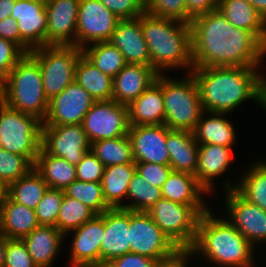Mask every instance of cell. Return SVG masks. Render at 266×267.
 Returning a JSON list of instances; mask_svg holds the SVG:
<instances>
[{
	"label": "cell",
	"mask_w": 266,
	"mask_h": 267,
	"mask_svg": "<svg viewBox=\"0 0 266 267\" xmlns=\"http://www.w3.org/2000/svg\"><path fill=\"white\" fill-rule=\"evenodd\" d=\"M193 67H249L259 64L266 47L249 31L233 26L217 9L190 23Z\"/></svg>",
	"instance_id": "cell-1"
},
{
	"label": "cell",
	"mask_w": 266,
	"mask_h": 267,
	"mask_svg": "<svg viewBox=\"0 0 266 267\" xmlns=\"http://www.w3.org/2000/svg\"><path fill=\"white\" fill-rule=\"evenodd\" d=\"M257 67H193L203 110L228 114L246 100L266 110V78Z\"/></svg>",
	"instance_id": "cell-2"
},
{
	"label": "cell",
	"mask_w": 266,
	"mask_h": 267,
	"mask_svg": "<svg viewBox=\"0 0 266 267\" xmlns=\"http://www.w3.org/2000/svg\"><path fill=\"white\" fill-rule=\"evenodd\" d=\"M253 248L227 219L214 217L208 209L200 216L195 243L189 251L203 254L215 263L214 267H253Z\"/></svg>",
	"instance_id": "cell-3"
},
{
	"label": "cell",
	"mask_w": 266,
	"mask_h": 267,
	"mask_svg": "<svg viewBox=\"0 0 266 267\" xmlns=\"http://www.w3.org/2000/svg\"><path fill=\"white\" fill-rule=\"evenodd\" d=\"M142 34L147 43L151 66L163 74L164 69H193L191 26L146 11L140 16Z\"/></svg>",
	"instance_id": "cell-4"
},
{
	"label": "cell",
	"mask_w": 266,
	"mask_h": 267,
	"mask_svg": "<svg viewBox=\"0 0 266 267\" xmlns=\"http://www.w3.org/2000/svg\"><path fill=\"white\" fill-rule=\"evenodd\" d=\"M3 103L41 122L45 120L49 100L44 92L40 66L29 54H25L3 82Z\"/></svg>",
	"instance_id": "cell-5"
},
{
	"label": "cell",
	"mask_w": 266,
	"mask_h": 267,
	"mask_svg": "<svg viewBox=\"0 0 266 267\" xmlns=\"http://www.w3.org/2000/svg\"><path fill=\"white\" fill-rule=\"evenodd\" d=\"M161 74L164 97V125L170 130L193 132L204 110L199 88L192 73L183 79H170Z\"/></svg>",
	"instance_id": "cell-6"
},
{
	"label": "cell",
	"mask_w": 266,
	"mask_h": 267,
	"mask_svg": "<svg viewBox=\"0 0 266 267\" xmlns=\"http://www.w3.org/2000/svg\"><path fill=\"white\" fill-rule=\"evenodd\" d=\"M207 210L205 204H180L161 198L147 213L180 250H190L195 243L200 216Z\"/></svg>",
	"instance_id": "cell-7"
},
{
	"label": "cell",
	"mask_w": 266,
	"mask_h": 267,
	"mask_svg": "<svg viewBox=\"0 0 266 267\" xmlns=\"http://www.w3.org/2000/svg\"><path fill=\"white\" fill-rule=\"evenodd\" d=\"M42 124L35 116L0 106V148L26 157L33 165L42 143Z\"/></svg>",
	"instance_id": "cell-8"
},
{
	"label": "cell",
	"mask_w": 266,
	"mask_h": 267,
	"mask_svg": "<svg viewBox=\"0 0 266 267\" xmlns=\"http://www.w3.org/2000/svg\"><path fill=\"white\" fill-rule=\"evenodd\" d=\"M29 55L40 66L44 92L51 100L74 82L76 65L83 51L75 45H46L33 49Z\"/></svg>",
	"instance_id": "cell-9"
},
{
	"label": "cell",
	"mask_w": 266,
	"mask_h": 267,
	"mask_svg": "<svg viewBox=\"0 0 266 267\" xmlns=\"http://www.w3.org/2000/svg\"><path fill=\"white\" fill-rule=\"evenodd\" d=\"M129 231L132 253L162 262L171 259L180 251L147 212L129 210Z\"/></svg>",
	"instance_id": "cell-10"
},
{
	"label": "cell",
	"mask_w": 266,
	"mask_h": 267,
	"mask_svg": "<svg viewBox=\"0 0 266 267\" xmlns=\"http://www.w3.org/2000/svg\"><path fill=\"white\" fill-rule=\"evenodd\" d=\"M82 126L90 143L128 135V106L114 100L95 102L86 113Z\"/></svg>",
	"instance_id": "cell-11"
},
{
	"label": "cell",
	"mask_w": 266,
	"mask_h": 267,
	"mask_svg": "<svg viewBox=\"0 0 266 267\" xmlns=\"http://www.w3.org/2000/svg\"><path fill=\"white\" fill-rule=\"evenodd\" d=\"M120 19L99 0H80L77 15L76 46L109 41Z\"/></svg>",
	"instance_id": "cell-12"
},
{
	"label": "cell",
	"mask_w": 266,
	"mask_h": 267,
	"mask_svg": "<svg viewBox=\"0 0 266 267\" xmlns=\"http://www.w3.org/2000/svg\"><path fill=\"white\" fill-rule=\"evenodd\" d=\"M90 146L82 124L42 125L41 147L48 154L63 158L70 164L77 165L90 151Z\"/></svg>",
	"instance_id": "cell-13"
},
{
	"label": "cell",
	"mask_w": 266,
	"mask_h": 267,
	"mask_svg": "<svg viewBox=\"0 0 266 267\" xmlns=\"http://www.w3.org/2000/svg\"><path fill=\"white\" fill-rule=\"evenodd\" d=\"M11 17L17 22L20 33V49L25 54H29L33 49L46 46L45 0H16Z\"/></svg>",
	"instance_id": "cell-14"
},
{
	"label": "cell",
	"mask_w": 266,
	"mask_h": 267,
	"mask_svg": "<svg viewBox=\"0 0 266 267\" xmlns=\"http://www.w3.org/2000/svg\"><path fill=\"white\" fill-rule=\"evenodd\" d=\"M225 197L227 220L253 246L257 243H266V211L249 202L236 189L226 191Z\"/></svg>",
	"instance_id": "cell-15"
},
{
	"label": "cell",
	"mask_w": 266,
	"mask_h": 267,
	"mask_svg": "<svg viewBox=\"0 0 266 267\" xmlns=\"http://www.w3.org/2000/svg\"><path fill=\"white\" fill-rule=\"evenodd\" d=\"M96 101L75 81L49 100L48 113L42 125L82 124L86 113Z\"/></svg>",
	"instance_id": "cell-16"
},
{
	"label": "cell",
	"mask_w": 266,
	"mask_h": 267,
	"mask_svg": "<svg viewBox=\"0 0 266 267\" xmlns=\"http://www.w3.org/2000/svg\"><path fill=\"white\" fill-rule=\"evenodd\" d=\"M170 131L164 124L130 126L128 136L135 163L169 165L166 139Z\"/></svg>",
	"instance_id": "cell-17"
},
{
	"label": "cell",
	"mask_w": 266,
	"mask_h": 267,
	"mask_svg": "<svg viewBox=\"0 0 266 267\" xmlns=\"http://www.w3.org/2000/svg\"><path fill=\"white\" fill-rule=\"evenodd\" d=\"M80 0H45L46 45H75Z\"/></svg>",
	"instance_id": "cell-18"
},
{
	"label": "cell",
	"mask_w": 266,
	"mask_h": 267,
	"mask_svg": "<svg viewBox=\"0 0 266 267\" xmlns=\"http://www.w3.org/2000/svg\"><path fill=\"white\" fill-rule=\"evenodd\" d=\"M72 267H100V245L104 235V213L96 214L73 230Z\"/></svg>",
	"instance_id": "cell-19"
},
{
	"label": "cell",
	"mask_w": 266,
	"mask_h": 267,
	"mask_svg": "<svg viewBox=\"0 0 266 267\" xmlns=\"http://www.w3.org/2000/svg\"><path fill=\"white\" fill-rule=\"evenodd\" d=\"M130 252L129 210L110 208L104 212V235L100 245V267Z\"/></svg>",
	"instance_id": "cell-20"
},
{
	"label": "cell",
	"mask_w": 266,
	"mask_h": 267,
	"mask_svg": "<svg viewBox=\"0 0 266 267\" xmlns=\"http://www.w3.org/2000/svg\"><path fill=\"white\" fill-rule=\"evenodd\" d=\"M158 75L151 65L126 64L113 78L112 100L128 106L156 81Z\"/></svg>",
	"instance_id": "cell-21"
},
{
	"label": "cell",
	"mask_w": 266,
	"mask_h": 267,
	"mask_svg": "<svg viewBox=\"0 0 266 267\" xmlns=\"http://www.w3.org/2000/svg\"><path fill=\"white\" fill-rule=\"evenodd\" d=\"M109 41L122 53L127 64L151 65L140 17L120 20Z\"/></svg>",
	"instance_id": "cell-22"
},
{
	"label": "cell",
	"mask_w": 266,
	"mask_h": 267,
	"mask_svg": "<svg viewBox=\"0 0 266 267\" xmlns=\"http://www.w3.org/2000/svg\"><path fill=\"white\" fill-rule=\"evenodd\" d=\"M164 103L159 74L156 81L128 105L130 126L164 124Z\"/></svg>",
	"instance_id": "cell-23"
},
{
	"label": "cell",
	"mask_w": 266,
	"mask_h": 267,
	"mask_svg": "<svg viewBox=\"0 0 266 267\" xmlns=\"http://www.w3.org/2000/svg\"><path fill=\"white\" fill-rule=\"evenodd\" d=\"M231 154L232 147L199 145L195 178L207 194L213 191V179L228 169L232 162Z\"/></svg>",
	"instance_id": "cell-24"
},
{
	"label": "cell",
	"mask_w": 266,
	"mask_h": 267,
	"mask_svg": "<svg viewBox=\"0 0 266 267\" xmlns=\"http://www.w3.org/2000/svg\"><path fill=\"white\" fill-rule=\"evenodd\" d=\"M64 237L57 227L40 225L22 241L37 267H50L60 251Z\"/></svg>",
	"instance_id": "cell-25"
},
{
	"label": "cell",
	"mask_w": 266,
	"mask_h": 267,
	"mask_svg": "<svg viewBox=\"0 0 266 267\" xmlns=\"http://www.w3.org/2000/svg\"><path fill=\"white\" fill-rule=\"evenodd\" d=\"M218 10L233 26L251 32L266 47V21L247 0H219Z\"/></svg>",
	"instance_id": "cell-26"
},
{
	"label": "cell",
	"mask_w": 266,
	"mask_h": 267,
	"mask_svg": "<svg viewBox=\"0 0 266 267\" xmlns=\"http://www.w3.org/2000/svg\"><path fill=\"white\" fill-rule=\"evenodd\" d=\"M166 144L171 170L195 175L199 144L193 132L171 130L167 134Z\"/></svg>",
	"instance_id": "cell-27"
},
{
	"label": "cell",
	"mask_w": 266,
	"mask_h": 267,
	"mask_svg": "<svg viewBox=\"0 0 266 267\" xmlns=\"http://www.w3.org/2000/svg\"><path fill=\"white\" fill-rule=\"evenodd\" d=\"M40 226L35 210L16 203L10 197L0 210V230L9 239L26 237L33 229Z\"/></svg>",
	"instance_id": "cell-28"
},
{
	"label": "cell",
	"mask_w": 266,
	"mask_h": 267,
	"mask_svg": "<svg viewBox=\"0 0 266 267\" xmlns=\"http://www.w3.org/2000/svg\"><path fill=\"white\" fill-rule=\"evenodd\" d=\"M205 113L210 114L209 117L205 118ZM224 115V113L203 112L193 131L199 145L233 146L236 139L234 126L223 117Z\"/></svg>",
	"instance_id": "cell-29"
},
{
	"label": "cell",
	"mask_w": 266,
	"mask_h": 267,
	"mask_svg": "<svg viewBox=\"0 0 266 267\" xmlns=\"http://www.w3.org/2000/svg\"><path fill=\"white\" fill-rule=\"evenodd\" d=\"M161 191L162 198L180 204H205L201 195L207 194L198 184L195 175L173 170L162 185Z\"/></svg>",
	"instance_id": "cell-30"
},
{
	"label": "cell",
	"mask_w": 266,
	"mask_h": 267,
	"mask_svg": "<svg viewBox=\"0 0 266 267\" xmlns=\"http://www.w3.org/2000/svg\"><path fill=\"white\" fill-rule=\"evenodd\" d=\"M74 81L83 87L96 102L112 100L113 78L99 70L84 55L79 58L76 65Z\"/></svg>",
	"instance_id": "cell-31"
},
{
	"label": "cell",
	"mask_w": 266,
	"mask_h": 267,
	"mask_svg": "<svg viewBox=\"0 0 266 267\" xmlns=\"http://www.w3.org/2000/svg\"><path fill=\"white\" fill-rule=\"evenodd\" d=\"M34 168L47 183L48 188L64 190L76 180V165L48 154L42 147Z\"/></svg>",
	"instance_id": "cell-32"
},
{
	"label": "cell",
	"mask_w": 266,
	"mask_h": 267,
	"mask_svg": "<svg viewBox=\"0 0 266 267\" xmlns=\"http://www.w3.org/2000/svg\"><path fill=\"white\" fill-rule=\"evenodd\" d=\"M135 171V163L105 167L101 184L105 201L110 208H123L122 200L126 199L128 185Z\"/></svg>",
	"instance_id": "cell-33"
},
{
	"label": "cell",
	"mask_w": 266,
	"mask_h": 267,
	"mask_svg": "<svg viewBox=\"0 0 266 267\" xmlns=\"http://www.w3.org/2000/svg\"><path fill=\"white\" fill-rule=\"evenodd\" d=\"M250 167L239 184L225 182V190L236 189L249 202L266 211V162H257Z\"/></svg>",
	"instance_id": "cell-34"
},
{
	"label": "cell",
	"mask_w": 266,
	"mask_h": 267,
	"mask_svg": "<svg viewBox=\"0 0 266 267\" xmlns=\"http://www.w3.org/2000/svg\"><path fill=\"white\" fill-rule=\"evenodd\" d=\"M47 189V183L33 168L28 174L9 185V197L16 203L35 210Z\"/></svg>",
	"instance_id": "cell-35"
},
{
	"label": "cell",
	"mask_w": 266,
	"mask_h": 267,
	"mask_svg": "<svg viewBox=\"0 0 266 267\" xmlns=\"http://www.w3.org/2000/svg\"><path fill=\"white\" fill-rule=\"evenodd\" d=\"M90 151L104 164L105 167L135 163L132 143L128 135L92 142Z\"/></svg>",
	"instance_id": "cell-36"
},
{
	"label": "cell",
	"mask_w": 266,
	"mask_h": 267,
	"mask_svg": "<svg viewBox=\"0 0 266 267\" xmlns=\"http://www.w3.org/2000/svg\"><path fill=\"white\" fill-rule=\"evenodd\" d=\"M92 44L82 49L83 55L103 73L114 78L127 64L124 56L110 41Z\"/></svg>",
	"instance_id": "cell-37"
},
{
	"label": "cell",
	"mask_w": 266,
	"mask_h": 267,
	"mask_svg": "<svg viewBox=\"0 0 266 267\" xmlns=\"http://www.w3.org/2000/svg\"><path fill=\"white\" fill-rule=\"evenodd\" d=\"M95 215L96 213L81 201L64 193L56 227L66 237L67 233L79 228Z\"/></svg>",
	"instance_id": "cell-38"
},
{
	"label": "cell",
	"mask_w": 266,
	"mask_h": 267,
	"mask_svg": "<svg viewBox=\"0 0 266 267\" xmlns=\"http://www.w3.org/2000/svg\"><path fill=\"white\" fill-rule=\"evenodd\" d=\"M126 198L132 199L131 204L123 205V209L135 212H147L158 200L162 198L161 188L148 184L137 172L132 176L128 185Z\"/></svg>",
	"instance_id": "cell-39"
},
{
	"label": "cell",
	"mask_w": 266,
	"mask_h": 267,
	"mask_svg": "<svg viewBox=\"0 0 266 267\" xmlns=\"http://www.w3.org/2000/svg\"><path fill=\"white\" fill-rule=\"evenodd\" d=\"M64 193L81 201L96 214H102L110 209L105 201L101 182H85L76 179L64 189Z\"/></svg>",
	"instance_id": "cell-40"
},
{
	"label": "cell",
	"mask_w": 266,
	"mask_h": 267,
	"mask_svg": "<svg viewBox=\"0 0 266 267\" xmlns=\"http://www.w3.org/2000/svg\"><path fill=\"white\" fill-rule=\"evenodd\" d=\"M34 165L24 156L0 148V180L10 185L28 174Z\"/></svg>",
	"instance_id": "cell-41"
},
{
	"label": "cell",
	"mask_w": 266,
	"mask_h": 267,
	"mask_svg": "<svg viewBox=\"0 0 266 267\" xmlns=\"http://www.w3.org/2000/svg\"><path fill=\"white\" fill-rule=\"evenodd\" d=\"M145 11L150 15L191 23L193 19L188 13L185 0H147Z\"/></svg>",
	"instance_id": "cell-42"
},
{
	"label": "cell",
	"mask_w": 266,
	"mask_h": 267,
	"mask_svg": "<svg viewBox=\"0 0 266 267\" xmlns=\"http://www.w3.org/2000/svg\"><path fill=\"white\" fill-rule=\"evenodd\" d=\"M64 190L48 188L41 201L38 203L35 213L40 225L55 226L58 213L62 204Z\"/></svg>",
	"instance_id": "cell-43"
},
{
	"label": "cell",
	"mask_w": 266,
	"mask_h": 267,
	"mask_svg": "<svg viewBox=\"0 0 266 267\" xmlns=\"http://www.w3.org/2000/svg\"><path fill=\"white\" fill-rule=\"evenodd\" d=\"M120 20H130L140 17L145 12L143 0H99Z\"/></svg>",
	"instance_id": "cell-44"
},
{
	"label": "cell",
	"mask_w": 266,
	"mask_h": 267,
	"mask_svg": "<svg viewBox=\"0 0 266 267\" xmlns=\"http://www.w3.org/2000/svg\"><path fill=\"white\" fill-rule=\"evenodd\" d=\"M104 169V164L91 151H88L76 165V179L85 182H101Z\"/></svg>",
	"instance_id": "cell-45"
},
{
	"label": "cell",
	"mask_w": 266,
	"mask_h": 267,
	"mask_svg": "<svg viewBox=\"0 0 266 267\" xmlns=\"http://www.w3.org/2000/svg\"><path fill=\"white\" fill-rule=\"evenodd\" d=\"M25 53L13 42L0 37V82H4Z\"/></svg>",
	"instance_id": "cell-46"
},
{
	"label": "cell",
	"mask_w": 266,
	"mask_h": 267,
	"mask_svg": "<svg viewBox=\"0 0 266 267\" xmlns=\"http://www.w3.org/2000/svg\"><path fill=\"white\" fill-rule=\"evenodd\" d=\"M4 267H37L25 243L20 239H9L6 247Z\"/></svg>",
	"instance_id": "cell-47"
},
{
	"label": "cell",
	"mask_w": 266,
	"mask_h": 267,
	"mask_svg": "<svg viewBox=\"0 0 266 267\" xmlns=\"http://www.w3.org/2000/svg\"><path fill=\"white\" fill-rule=\"evenodd\" d=\"M136 171L153 186L161 188L165 183L171 167L169 165L155 164V163H135Z\"/></svg>",
	"instance_id": "cell-48"
},
{
	"label": "cell",
	"mask_w": 266,
	"mask_h": 267,
	"mask_svg": "<svg viewBox=\"0 0 266 267\" xmlns=\"http://www.w3.org/2000/svg\"><path fill=\"white\" fill-rule=\"evenodd\" d=\"M159 263V260L130 252L109 261L103 267H158Z\"/></svg>",
	"instance_id": "cell-49"
},
{
	"label": "cell",
	"mask_w": 266,
	"mask_h": 267,
	"mask_svg": "<svg viewBox=\"0 0 266 267\" xmlns=\"http://www.w3.org/2000/svg\"><path fill=\"white\" fill-rule=\"evenodd\" d=\"M187 13L196 17L218 9L219 0H185Z\"/></svg>",
	"instance_id": "cell-50"
},
{
	"label": "cell",
	"mask_w": 266,
	"mask_h": 267,
	"mask_svg": "<svg viewBox=\"0 0 266 267\" xmlns=\"http://www.w3.org/2000/svg\"><path fill=\"white\" fill-rule=\"evenodd\" d=\"M0 37L15 43L20 48V33L13 17L0 20Z\"/></svg>",
	"instance_id": "cell-51"
},
{
	"label": "cell",
	"mask_w": 266,
	"mask_h": 267,
	"mask_svg": "<svg viewBox=\"0 0 266 267\" xmlns=\"http://www.w3.org/2000/svg\"><path fill=\"white\" fill-rule=\"evenodd\" d=\"M192 255L193 254L189 250H180L171 259L160 262L158 267H188L187 260L191 258Z\"/></svg>",
	"instance_id": "cell-52"
},
{
	"label": "cell",
	"mask_w": 266,
	"mask_h": 267,
	"mask_svg": "<svg viewBox=\"0 0 266 267\" xmlns=\"http://www.w3.org/2000/svg\"><path fill=\"white\" fill-rule=\"evenodd\" d=\"M16 0H0V20L11 17Z\"/></svg>",
	"instance_id": "cell-53"
},
{
	"label": "cell",
	"mask_w": 266,
	"mask_h": 267,
	"mask_svg": "<svg viewBox=\"0 0 266 267\" xmlns=\"http://www.w3.org/2000/svg\"><path fill=\"white\" fill-rule=\"evenodd\" d=\"M7 242H8V237L0 230V267H4L5 265Z\"/></svg>",
	"instance_id": "cell-54"
},
{
	"label": "cell",
	"mask_w": 266,
	"mask_h": 267,
	"mask_svg": "<svg viewBox=\"0 0 266 267\" xmlns=\"http://www.w3.org/2000/svg\"><path fill=\"white\" fill-rule=\"evenodd\" d=\"M266 21V0H247Z\"/></svg>",
	"instance_id": "cell-55"
},
{
	"label": "cell",
	"mask_w": 266,
	"mask_h": 267,
	"mask_svg": "<svg viewBox=\"0 0 266 267\" xmlns=\"http://www.w3.org/2000/svg\"><path fill=\"white\" fill-rule=\"evenodd\" d=\"M9 197V185L0 180V210Z\"/></svg>",
	"instance_id": "cell-56"
},
{
	"label": "cell",
	"mask_w": 266,
	"mask_h": 267,
	"mask_svg": "<svg viewBox=\"0 0 266 267\" xmlns=\"http://www.w3.org/2000/svg\"><path fill=\"white\" fill-rule=\"evenodd\" d=\"M3 104V83L0 82V106Z\"/></svg>",
	"instance_id": "cell-57"
}]
</instances>
